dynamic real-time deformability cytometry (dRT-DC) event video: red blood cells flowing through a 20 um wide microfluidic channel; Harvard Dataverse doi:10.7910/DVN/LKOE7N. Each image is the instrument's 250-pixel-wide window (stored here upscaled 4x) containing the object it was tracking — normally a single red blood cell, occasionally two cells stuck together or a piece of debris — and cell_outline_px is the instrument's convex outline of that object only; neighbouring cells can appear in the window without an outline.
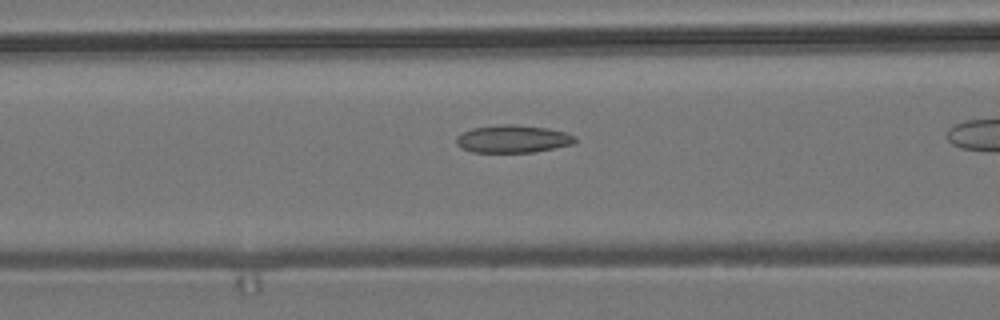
{"species": "common noctule bat (a hibernating species)", "species_latin": "Nyctalus noctula", "temperature_condition": "room temperature", "stored_images_in_passage": 26, "camera_frame_rate_fps": 3000, "um_per_image_px": 0.085, "animal": {"sex": "male", "body_mass_g": 19.2, "forearm_length_mm": 51.8}, "frame": {"image": 1, "passage_image": 5, "time_ms": 1.333, "image_size_px": [1000, 320], "cell_outline_px": [[576, 140], [572, 144], [532, 152], [472, 152], [460, 148], [456, 144], [456, 136], [472, 128], [504, 124], [512, 124], [548, 128], [564, 132], [576, 136]], "centroid_in_image_um": [43.56, 11.81], "position_along_channel_um": 123.0, "area_um2": 19.02}}
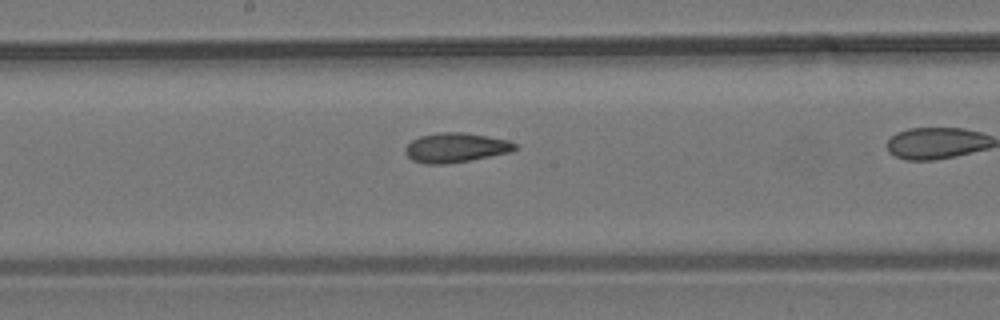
{"frame": {"image": 2, "passage_image": 12, "time_ms": 3.667, "image_size_px": [1000, 320], "cell_outline_px": [[516, 148], [508, 152], [468, 160], [444, 164], [424, 164], [412, 160], [404, 152], [404, 148], [412, 140], [420, 136], [440, 132], [464, 132], [488, 136], [508, 140], [516, 144]], "centroid_in_image_um": [38.68, 12.54], "position_along_channel_um": 209.5, "area_um2": 18.67}}
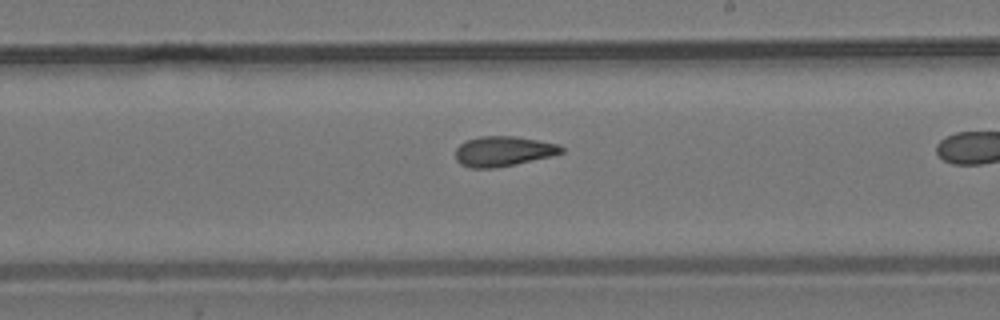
{"frame": {"image": 3, "passage_image": 15, "time_ms": 4.667, "image_size_px": [1000, 320], "cell_outline_px": [[564, 152], [552, 156], [516, 164], [496, 168], [472, 168], [460, 164], [456, 160], [456, 148], [460, 144], [468, 140], [480, 136], [516, 136], [560, 144], [564, 148]], "centroid_in_image_um": [42.8, 12.86], "position_along_channel_um": 246.2, "area_um2": 18.67}}